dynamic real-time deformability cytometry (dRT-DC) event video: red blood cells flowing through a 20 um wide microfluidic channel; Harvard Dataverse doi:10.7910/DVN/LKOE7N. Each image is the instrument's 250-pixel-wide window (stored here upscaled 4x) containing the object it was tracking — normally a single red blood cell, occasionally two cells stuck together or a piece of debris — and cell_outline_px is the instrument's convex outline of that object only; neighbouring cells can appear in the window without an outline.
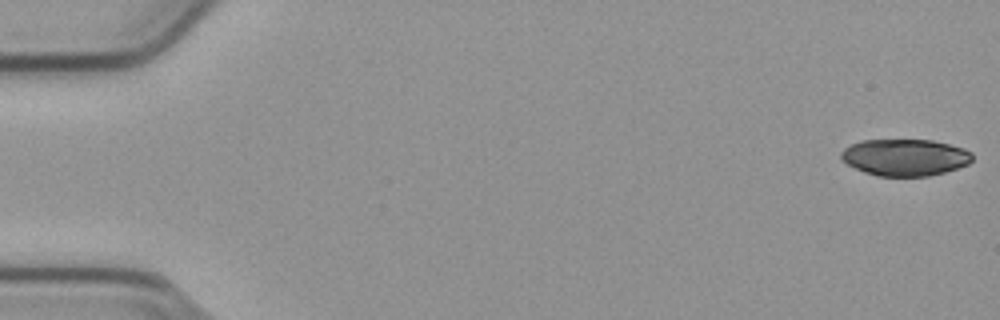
{"species": "common noctule bat (a hibernating species)", "species_latin": "Nyctalus noctula", "temperature_condition": "cold", "stored_images_in_passage": 40, "segment_of_instrument_passage": [1, 2], "camera_frame_rate_fps": 3000, "um_per_image_px": 0.085, "animal": {"sex": "male", "body_mass_g": 23.1, "forearm_length_mm": 52.7}, "frame": {"image": 1, "passage_image": 1, "time_ms": 0.0, "image_size_px": [1000, 320], "cell_outline_px": [[972, 160], [968, 164], [944, 172], [928, 176], [876, 176], [864, 172], [840, 160], [840, 152], [844, 148], [860, 140], [932, 140], [964, 148], [972, 152]], "centroid_in_image_um": [76.9, 13.37], "position_along_channel_um": 8.1, "area_um2": 28.15}}